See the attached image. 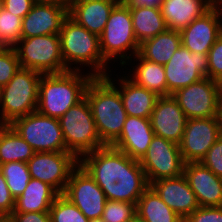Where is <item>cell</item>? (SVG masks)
Wrapping results in <instances>:
<instances>
[{
    "label": "cell",
    "mask_w": 222,
    "mask_h": 222,
    "mask_svg": "<svg viewBox=\"0 0 222 222\" xmlns=\"http://www.w3.org/2000/svg\"><path fill=\"white\" fill-rule=\"evenodd\" d=\"M79 164L103 190L107 200L137 204L150 186L139 161L110 145L85 154Z\"/></svg>",
    "instance_id": "1"
},
{
    "label": "cell",
    "mask_w": 222,
    "mask_h": 222,
    "mask_svg": "<svg viewBox=\"0 0 222 222\" xmlns=\"http://www.w3.org/2000/svg\"><path fill=\"white\" fill-rule=\"evenodd\" d=\"M59 38L62 58L68 70L80 71V66H86L93 77H106L111 72L101 53L99 36L89 32L69 15L62 23Z\"/></svg>",
    "instance_id": "2"
},
{
    "label": "cell",
    "mask_w": 222,
    "mask_h": 222,
    "mask_svg": "<svg viewBox=\"0 0 222 222\" xmlns=\"http://www.w3.org/2000/svg\"><path fill=\"white\" fill-rule=\"evenodd\" d=\"M93 76L90 71L69 70L59 74H42L39 81L37 111L59 119L70 107L85 97Z\"/></svg>",
    "instance_id": "3"
},
{
    "label": "cell",
    "mask_w": 222,
    "mask_h": 222,
    "mask_svg": "<svg viewBox=\"0 0 222 222\" xmlns=\"http://www.w3.org/2000/svg\"><path fill=\"white\" fill-rule=\"evenodd\" d=\"M100 140L111 145L127 117L119 90L106 77H93L85 90Z\"/></svg>",
    "instance_id": "4"
},
{
    "label": "cell",
    "mask_w": 222,
    "mask_h": 222,
    "mask_svg": "<svg viewBox=\"0 0 222 222\" xmlns=\"http://www.w3.org/2000/svg\"><path fill=\"white\" fill-rule=\"evenodd\" d=\"M99 40L101 53L108 63L120 60V65L124 67L132 62L140 44L133 31L130 8L125 2H118L114 6Z\"/></svg>",
    "instance_id": "5"
},
{
    "label": "cell",
    "mask_w": 222,
    "mask_h": 222,
    "mask_svg": "<svg viewBox=\"0 0 222 222\" xmlns=\"http://www.w3.org/2000/svg\"><path fill=\"white\" fill-rule=\"evenodd\" d=\"M41 76L37 71L20 68L0 88V122L3 125H10L15 119L37 111Z\"/></svg>",
    "instance_id": "6"
},
{
    "label": "cell",
    "mask_w": 222,
    "mask_h": 222,
    "mask_svg": "<svg viewBox=\"0 0 222 222\" xmlns=\"http://www.w3.org/2000/svg\"><path fill=\"white\" fill-rule=\"evenodd\" d=\"M65 145L78 160L106 146L98 135L92 110L86 97L70 107L60 118Z\"/></svg>",
    "instance_id": "7"
},
{
    "label": "cell",
    "mask_w": 222,
    "mask_h": 222,
    "mask_svg": "<svg viewBox=\"0 0 222 222\" xmlns=\"http://www.w3.org/2000/svg\"><path fill=\"white\" fill-rule=\"evenodd\" d=\"M14 49L21 68L41 74H59L69 71L62 58L59 34L21 38Z\"/></svg>",
    "instance_id": "8"
},
{
    "label": "cell",
    "mask_w": 222,
    "mask_h": 222,
    "mask_svg": "<svg viewBox=\"0 0 222 222\" xmlns=\"http://www.w3.org/2000/svg\"><path fill=\"white\" fill-rule=\"evenodd\" d=\"M10 126L35 152H68L59 119L34 111L15 119Z\"/></svg>",
    "instance_id": "9"
},
{
    "label": "cell",
    "mask_w": 222,
    "mask_h": 222,
    "mask_svg": "<svg viewBox=\"0 0 222 222\" xmlns=\"http://www.w3.org/2000/svg\"><path fill=\"white\" fill-rule=\"evenodd\" d=\"M171 95L187 119L216 117L222 105V84L204 77Z\"/></svg>",
    "instance_id": "10"
},
{
    "label": "cell",
    "mask_w": 222,
    "mask_h": 222,
    "mask_svg": "<svg viewBox=\"0 0 222 222\" xmlns=\"http://www.w3.org/2000/svg\"><path fill=\"white\" fill-rule=\"evenodd\" d=\"M139 163L149 185L158 179L175 178L183 174L184 162L179 145L156 135Z\"/></svg>",
    "instance_id": "11"
},
{
    "label": "cell",
    "mask_w": 222,
    "mask_h": 222,
    "mask_svg": "<svg viewBox=\"0 0 222 222\" xmlns=\"http://www.w3.org/2000/svg\"><path fill=\"white\" fill-rule=\"evenodd\" d=\"M79 160L71 152H36L27 162L31 178L43 181L63 194Z\"/></svg>",
    "instance_id": "12"
},
{
    "label": "cell",
    "mask_w": 222,
    "mask_h": 222,
    "mask_svg": "<svg viewBox=\"0 0 222 222\" xmlns=\"http://www.w3.org/2000/svg\"><path fill=\"white\" fill-rule=\"evenodd\" d=\"M167 96L198 82L208 73V53L190 52L181 45L164 65Z\"/></svg>",
    "instance_id": "13"
},
{
    "label": "cell",
    "mask_w": 222,
    "mask_h": 222,
    "mask_svg": "<svg viewBox=\"0 0 222 222\" xmlns=\"http://www.w3.org/2000/svg\"><path fill=\"white\" fill-rule=\"evenodd\" d=\"M63 195L89 220L102 217L107 201L105 193L80 164L72 170Z\"/></svg>",
    "instance_id": "14"
},
{
    "label": "cell",
    "mask_w": 222,
    "mask_h": 222,
    "mask_svg": "<svg viewBox=\"0 0 222 222\" xmlns=\"http://www.w3.org/2000/svg\"><path fill=\"white\" fill-rule=\"evenodd\" d=\"M220 137L218 116L187 119L179 149L184 163L201 162Z\"/></svg>",
    "instance_id": "15"
},
{
    "label": "cell",
    "mask_w": 222,
    "mask_h": 222,
    "mask_svg": "<svg viewBox=\"0 0 222 222\" xmlns=\"http://www.w3.org/2000/svg\"><path fill=\"white\" fill-rule=\"evenodd\" d=\"M222 34V12L216 2L202 16L180 31L181 44L190 52L208 53Z\"/></svg>",
    "instance_id": "16"
},
{
    "label": "cell",
    "mask_w": 222,
    "mask_h": 222,
    "mask_svg": "<svg viewBox=\"0 0 222 222\" xmlns=\"http://www.w3.org/2000/svg\"><path fill=\"white\" fill-rule=\"evenodd\" d=\"M150 121L156 136L179 145L187 118L172 95L161 96L157 99Z\"/></svg>",
    "instance_id": "17"
},
{
    "label": "cell",
    "mask_w": 222,
    "mask_h": 222,
    "mask_svg": "<svg viewBox=\"0 0 222 222\" xmlns=\"http://www.w3.org/2000/svg\"><path fill=\"white\" fill-rule=\"evenodd\" d=\"M68 8L57 3L36 1L22 19L21 38L59 34Z\"/></svg>",
    "instance_id": "18"
},
{
    "label": "cell",
    "mask_w": 222,
    "mask_h": 222,
    "mask_svg": "<svg viewBox=\"0 0 222 222\" xmlns=\"http://www.w3.org/2000/svg\"><path fill=\"white\" fill-rule=\"evenodd\" d=\"M183 175L195 193L199 207L222 206V178L201 162L184 163Z\"/></svg>",
    "instance_id": "19"
},
{
    "label": "cell",
    "mask_w": 222,
    "mask_h": 222,
    "mask_svg": "<svg viewBox=\"0 0 222 222\" xmlns=\"http://www.w3.org/2000/svg\"><path fill=\"white\" fill-rule=\"evenodd\" d=\"M150 186L163 202L183 219L199 207L195 193L183 174L175 178L158 179Z\"/></svg>",
    "instance_id": "20"
},
{
    "label": "cell",
    "mask_w": 222,
    "mask_h": 222,
    "mask_svg": "<svg viewBox=\"0 0 222 222\" xmlns=\"http://www.w3.org/2000/svg\"><path fill=\"white\" fill-rule=\"evenodd\" d=\"M154 135L150 118L127 116L120 136L110 146L140 161Z\"/></svg>",
    "instance_id": "21"
},
{
    "label": "cell",
    "mask_w": 222,
    "mask_h": 222,
    "mask_svg": "<svg viewBox=\"0 0 222 222\" xmlns=\"http://www.w3.org/2000/svg\"><path fill=\"white\" fill-rule=\"evenodd\" d=\"M111 75L108 74L106 78L119 90L127 116L150 118L159 96L145 87L135 84L127 75L119 77L118 80H113Z\"/></svg>",
    "instance_id": "22"
},
{
    "label": "cell",
    "mask_w": 222,
    "mask_h": 222,
    "mask_svg": "<svg viewBox=\"0 0 222 222\" xmlns=\"http://www.w3.org/2000/svg\"><path fill=\"white\" fill-rule=\"evenodd\" d=\"M215 3L216 0H163L160 11L167 28L180 32Z\"/></svg>",
    "instance_id": "23"
},
{
    "label": "cell",
    "mask_w": 222,
    "mask_h": 222,
    "mask_svg": "<svg viewBox=\"0 0 222 222\" xmlns=\"http://www.w3.org/2000/svg\"><path fill=\"white\" fill-rule=\"evenodd\" d=\"M118 1L71 2L68 15L89 32L100 35Z\"/></svg>",
    "instance_id": "24"
},
{
    "label": "cell",
    "mask_w": 222,
    "mask_h": 222,
    "mask_svg": "<svg viewBox=\"0 0 222 222\" xmlns=\"http://www.w3.org/2000/svg\"><path fill=\"white\" fill-rule=\"evenodd\" d=\"M59 195L52 186L31 178L24 192L15 199L13 212H49Z\"/></svg>",
    "instance_id": "25"
},
{
    "label": "cell",
    "mask_w": 222,
    "mask_h": 222,
    "mask_svg": "<svg viewBox=\"0 0 222 222\" xmlns=\"http://www.w3.org/2000/svg\"><path fill=\"white\" fill-rule=\"evenodd\" d=\"M181 45L180 32L167 28L155 37L143 41L138 54L148 61L165 65Z\"/></svg>",
    "instance_id": "26"
},
{
    "label": "cell",
    "mask_w": 222,
    "mask_h": 222,
    "mask_svg": "<svg viewBox=\"0 0 222 222\" xmlns=\"http://www.w3.org/2000/svg\"><path fill=\"white\" fill-rule=\"evenodd\" d=\"M133 57L138 63H136L135 68L133 66L132 69L134 71L132 70L133 73L128 75V78L135 84L156 93L159 97L167 96L164 65L148 61L142 58L138 53Z\"/></svg>",
    "instance_id": "27"
},
{
    "label": "cell",
    "mask_w": 222,
    "mask_h": 222,
    "mask_svg": "<svg viewBox=\"0 0 222 222\" xmlns=\"http://www.w3.org/2000/svg\"><path fill=\"white\" fill-rule=\"evenodd\" d=\"M135 37L139 44L167 29L158 7L129 6Z\"/></svg>",
    "instance_id": "28"
},
{
    "label": "cell",
    "mask_w": 222,
    "mask_h": 222,
    "mask_svg": "<svg viewBox=\"0 0 222 222\" xmlns=\"http://www.w3.org/2000/svg\"><path fill=\"white\" fill-rule=\"evenodd\" d=\"M136 213L146 222H184L149 186L136 204Z\"/></svg>",
    "instance_id": "29"
},
{
    "label": "cell",
    "mask_w": 222,
    "mask_h": 222,
    "mask_svg": "<svg viewBox=\"0 0 222 222\" xmlns=\"http://www.w3.org/2000/svg\"><path fill=\"white\" fill-rule=\"evenodd\" d=\"M35 150L10 125L0 128V164L28 162Z\"/></svg>",
    "instance_id": "30"
},
{
    "label": "cell",
    "mask_w": 222,
    "mask_h": 222,
    "mask_svg": "<svg viewBox=\"0 0 222 222\" xmlns=\"http://www.w3.org/2000/svg\"><path fill=\"white\" fill-rule=\"evenodd\" d=\"M0 171L4 176L11 195L16 199L20 196L31 179L26 162H8L0 164Z\"/></svg>",
    "instance_id": "31"
},
{
    "label": "cell",
    "mask_w": 222,
    "mask_h": 222,
    "mask_svg": "<svg viewBox=\"0 0 222 222\" xmlns=\"http://www.w3.org/2000/svg\"><path fill=\"white\" fill-rule=\"evenodd\" d=\"M51 222H89V219L67 197L60 194L50 207Z\"/></svg>",
    "instance_id": "32"
},
{
    "label": "cell",
    "mask_w": 222,
    "mask_h": 222,
    "mask_svg": "<svg viewBox=\"0 0 222 222\" xmlns=\"http://www.w3.org/2000/svg\"><path fill=\"white\" fill-rule=\"evenodd\" d=\"M22 19L2 8L0 13V44L3 47H14L20 41Z\"/></svg>",
    "instance_id": "33"
},
{
    "label": "cell",
    "mask_w": 222,
    "mask_h": 222,
    "mask_svg": "<svg viewBox=\"0 0 222 222\" xmlns=\"http://www.w3.org/2000/svg\"><path fill=\"white\" fill-rule=\"evenodd\" d=\"M136 214V203L107 200L102 219L105 222H128Z\"/></svg>",
    "instance_id": "34"
},
{
    "label": "cell",
    "mask_w": 222,
    "mask_h": 222,
    "mask_svg": "<svg viewBox=\"0 0 222 222\" xmlns=\"http://www.w3.org/2000/svg\"><path fill=\"white\" fill-rule=\"evenodd\" d=\"M21 68L14 47L0 49V88L5 86Z\"/></svg>",
    "instance_id": "35"
},
{
    "label": "cell",
    "mask_w": 222,
    "mask_h": 222,
    "mask_svg": "<svg viewBox=\"0 0 222 222\" xmlns=\"http://www.w3.org/2000/svg\"><path fill=\"white\" fill-rule=\"evenodd\" d=\"M207 77L222 84V34L208 52Z\"/></svg>",
    "instance_id": "36"
},
{
    "label": "cell",
    "mask_w": 222,
    "mask_h": 222,
    "mask_svg": "<svg viewBox=\"0 0 222 222\" xmlns=\"http://www.w3.org/2000/svg\"><path fill=\"white\" fill-rule=\"evenodd\" d=\"M201 163L209 168L216 176L222 178V137L220 136L207 151Z\"/></svg>",
    "instance_id": "37"
},
{
    "label": "cell",
    "mask_w": 222,
    "mask_h": 222,
    "mask_svg": "<svg viewBox=\"0 0 222 222\" xmlns=\"http://www.w3.org/2000/svg\"><path fill=\"white\" fill-rule=\"evenodd\" d=\"M184 222H222V206L198 207Z\"/></svg>",
    "instance_id": "38"
},
{
    "label": "cell",
    "mask_w": 222,
    "mask_h": 222,
    "mask_svg": "<svg viewBox=\"0 0 222 222\" xmlns=\"http://www.w3.org/2000/svg\"><path fill=\"white\" fill-rule=\"evenodd\" d=\"M14 207L15 198L11 195L7 182L0 171V216H10Z\"/></svg>",
    "instance_id": "39"
},
{
    "label": "cell",
    "mask_w": 222,
    "mask_h": 222,
    "mask_svg": "<svg viewBox=\"0 0 222 222\" xmlns=\"http://www.w3.org/2000/svg\"><path fill=\"white\" fill-rule=\"evenodd\" d=\"M35 2L36 0H2L5 10L21 18L30 12Z\"/></svg>",
    "instance_id": "40"
},
{
    "label": "cell",
    "mask_w": 222,
    "mask_h": 222,
    "mask_svg": "<svg viewBox=\"0 0 222 222\" xmlns=\"http://www.w3.org/2000/svg\"><path fill=\"white\" fill-rule=\"evenodd\" d=\"M10 216L15 222H51L49 212H12Z\"/></svg>",
    "instance_id": "41"
},
{
    "label": "cell",
    "mask_w": 222,
    "mask_h": 222,
    "mask_svg": "<svg viewBox=\"0 0 222 222\" xmlns=\"http://www.w3.org/2000/svg\"><path fill=\"white\" fill-rule=\"evenodd\" d=\"M163 0H127L125 3L128 6H145L160 8Z\"/></svg>",
    "instance_id": "42"
},
{
    "label": "cell",
    "mask_w": 222,
    "mask_h": 222,
    "mask_svg": "<svg viewBox=\"0 0 222 222\" xmlns=\"http://www.w3.org/2000/svg\"><path fill=\"white\" fill-rule=\"evenodd\" d=\"M36 1L57 3V4H60L62 6L67 7L68 9H69L70 3H71V0H36Z\"/></svg>",
    "instance_id": "43"
},
{
    "label": "cell",
    "mask_w": 222,
    "mask_h": 222,
    "mask_svg": "<svg viewBox=\"0 0 222 222\" xmlns=\"http://www.w3.org/2000/svg\"><path fill=\"white\" fill-rule=\"evenodd\" d=\"M128 222H146L137 213Z\"/></svg>",
    "instance_id": "44"
},
{
    "label": "cell",
    "mask_w": 222,
    "mask_h": 222,
    "mask_svg": "<svg viewBox=\"0 0 222 222\" xmlns=\"http://www.w3.org/2000/svg\"><path fill=\"white\" fill-rule=\"evenodd\" d=\"M219 126H220V136L222 137V105L220 111L218 112Z\"/></svg>",
    "instance_id": "45"
},
{
    "label": "cell",
    "mask_w": 222,
    "mask_h": 222,
    "mask_svg": "<svg viewBox=\"0 0 222 222\" xmlns=\"http://www.w3.org/2000/svg\"><path fill=\"white\" fill-rule=\"evenodd\" d=\"M0 222H15L11 216H0Z\"/></svg>",
    "instance_id": "46"
},
{
    "label": "cell",
    "mask_w": 222,
    "mask_h": 222,
    "mask_svg": "<svg viewBox=\"0 0 222 222\" xmlns=\"http://www.w3.org/2000/svg\"><path fill=\"white\" fill-rule=\"evenodd\" d=\"M94 1H117V0H71V2H94Z\"/></svg>",
    "instance_id": "47"
},
{
    "label": "cell",
    "mask_w": 222,
    "mask_h": 222,
    "mask_svg": "<svg viewBox=\"0 0 222 222\" xmlns=\"http://www.w3.org/2000/svg\"><path fill=\"white\" fill-rule=\"evenodd\" d=\"M89 222H105V221L102 218H96V219L89 220Z\"/></svg>",
    "instance_id": "48"
},
{
    "label": "cell",
    "mask_w": 222,
    "mask_h": 222,
    "mask_svg": "<svg viewBox=\"0 0 222 222\" xmlns=\"http://www.w3.org/2000/svg\"><path fill=\"white\" fill-rule=\"evenodd\" d=\"M2 8H3V3H2V0H0V13H1Z\"/></svg>",
    "instance_id": "49"
},
{
    "label": "cell",
    "mask_w": 222,
    "mask_h": 222,
    "mask_svg": "<svg viewBox=\"0 0 222 222\" xmlns=\"http://www.w3.org/2000/svg\"><path fill=\"white\" fill-rule=\"evenodd\" d=\"M219 5H222V0H216Z\"/></svg>",
    "instance_id": "50"
},
{
    "label": "cell",
    "mask_w": 222,
    "mask_h": 222,
    "mask_svg": "<svg viewBox=\"0 0 222 222\" xmlns=\"http://www.w3.org/2000/svg\"><path fill=\"white\" fill-rule=\"evenodd\" d=\"M118 2H126L127 0H117Z\"/></svg>",
    "instance_id": "51"
}]
</instances>
